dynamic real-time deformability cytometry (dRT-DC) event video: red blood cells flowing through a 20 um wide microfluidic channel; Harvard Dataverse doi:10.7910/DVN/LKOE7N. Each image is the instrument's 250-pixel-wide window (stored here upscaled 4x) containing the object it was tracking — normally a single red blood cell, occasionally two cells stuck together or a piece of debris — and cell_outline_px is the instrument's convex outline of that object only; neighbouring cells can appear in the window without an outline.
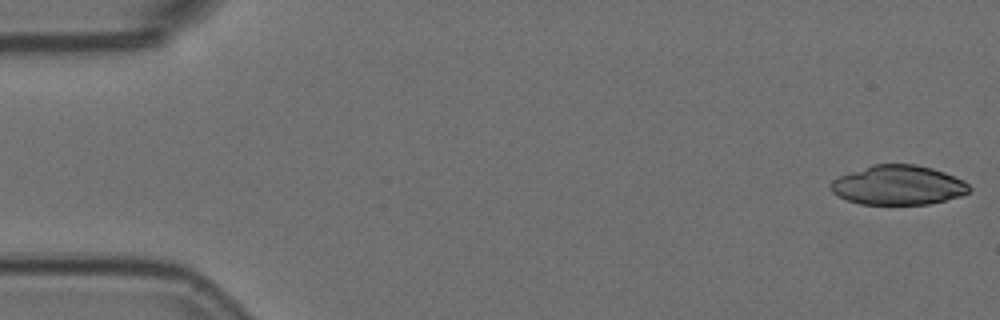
{"species": "Egyptian fruit bat (a non-hibernating species)", "species_latin": "Rousettus aegyptiacus", "temperature_condition": "room temperature", "stored_images_in_passage": 5, "camera_frame_rate_fps": 3000, "um_per_image_px": 0.085, "animal": {"sex": "female"}, "frame": {"image": 1, "passage_image": 1, "time_ms": 0.0, "image_size_px": [1000, 320], "cell_outline_px": [[972, 188], [968, 192], [960, 196], [928, 204], [860, 204], [836, 196], [828, 188], [828, 184], [832, 180], [840, 176], [872, 164], [916, 164], [932, 168], [944, 172], [964, 180]], "centroid_in_image_um": [76.32, 15.73], "position_along_channel_um": 8.7, "area_um2": 31.96}}